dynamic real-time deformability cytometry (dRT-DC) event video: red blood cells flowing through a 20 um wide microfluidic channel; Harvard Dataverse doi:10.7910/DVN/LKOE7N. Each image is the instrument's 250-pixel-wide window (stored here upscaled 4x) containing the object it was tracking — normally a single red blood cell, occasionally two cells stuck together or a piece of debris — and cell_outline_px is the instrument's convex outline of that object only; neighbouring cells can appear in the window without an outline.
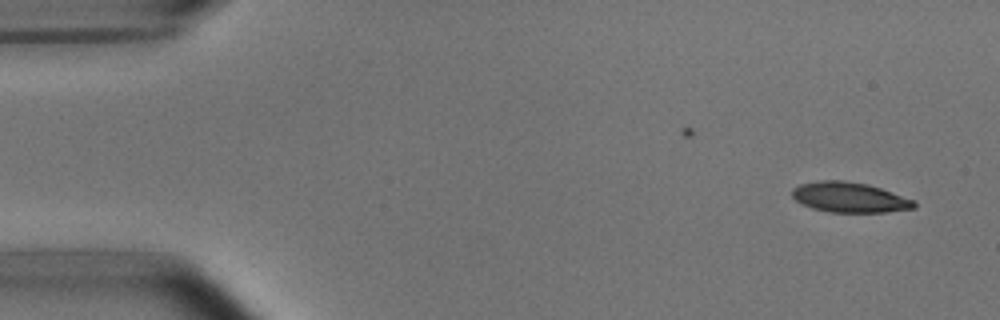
{"species": "common noctule bat (a hibernating species)", "species_latin": "Nyctalus noctula", "temperature_condition": "room temperature", "stored_images_in_passage": 3, "camera_frame_rate_fps": 3000, "um_per_image_px": 0.085, "animal": {"sex": "male", "body_mass_g": 15.6}, "frame": {"image": 1, "passage_image": 3, "time_ms": 2.333, "image_size_px": [1000, 320], "cell_outline_px": [[916, 208], [884, 212], [828, 212], [812, 208], [796, 200], [792, 196], [792, 188], [800, 184], [820, 180], [844, 180], [868, 184], [916, 200]], "centroid_in_image_um": [72.23, 16.77], "position_along_channel_um": 12.8, "area_um2": 21.5}}